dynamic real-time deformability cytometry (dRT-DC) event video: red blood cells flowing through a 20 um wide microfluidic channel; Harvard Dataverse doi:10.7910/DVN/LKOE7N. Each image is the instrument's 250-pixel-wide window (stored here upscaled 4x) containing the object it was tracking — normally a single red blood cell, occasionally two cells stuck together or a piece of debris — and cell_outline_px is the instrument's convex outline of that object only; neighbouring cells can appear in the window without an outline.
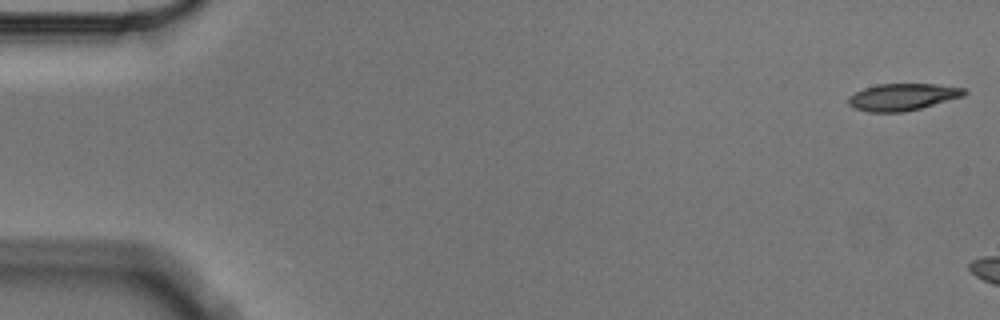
{"species": "Egyptian fruit bat (a non-hibernating species)", "species_latin": "Rousettus aegyptiacus", "temperature_condition": "cold", "stored_images_in_passage": 3, "camera_frame_rate_fps": 3000, "um_per_image_px": 0.085, "animal": {"sex": "male"}, "frame": {"image": 1, "passage_image": 1, "time_ms": 0.0, "image_size_px": [1000, 320], "cell_outline_px": [[968, 92], [964, 96], [920, 108], [904, 112], [868, 112], [856, 108], [848, 104], [848, 96], [864, 88], [876, 84], [936, 84], [964, 88]], "centroid_in_image_um": [76.72, 8.24], "position_along_channel_um": 8.3, "area_um2": 18.15}}